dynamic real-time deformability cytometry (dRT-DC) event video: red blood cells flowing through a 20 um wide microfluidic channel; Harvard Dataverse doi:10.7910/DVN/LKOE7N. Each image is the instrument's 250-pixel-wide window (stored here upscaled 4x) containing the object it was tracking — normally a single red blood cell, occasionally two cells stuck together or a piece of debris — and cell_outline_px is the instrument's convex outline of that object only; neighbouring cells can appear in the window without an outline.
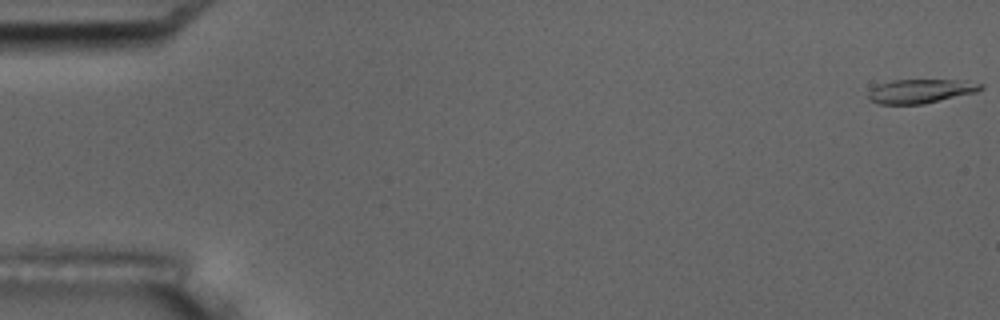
{"species": "common noctule bat (a hibernating species)", "species_latin": "Nyctalus noctula", "temperature_condition": "room temperature", "stored_images_in_passage": 6, "camera_frame_rate_fps": 3000, "um_per_image_px": 0.085, "animal": {"sex": "male", "body_mass_g": 17.5, "forearm_length_mm": 52.3}, "frame": {"image": 1, "passage_image": 1, "time_ms": 0.0, "image_size_px": [1000, 320], "cell_outline_px": [[984, 88], [976, 92], [924, 104], [880, 104], [868, 100], [868, 92], [872, 88], [880, 84], [892, 80], [956, 80], [984, 84]], "centroid_in_image_um": [78.24, 7.75], "position_along_channel_um": 6.8, "area_um2": 15.66}}